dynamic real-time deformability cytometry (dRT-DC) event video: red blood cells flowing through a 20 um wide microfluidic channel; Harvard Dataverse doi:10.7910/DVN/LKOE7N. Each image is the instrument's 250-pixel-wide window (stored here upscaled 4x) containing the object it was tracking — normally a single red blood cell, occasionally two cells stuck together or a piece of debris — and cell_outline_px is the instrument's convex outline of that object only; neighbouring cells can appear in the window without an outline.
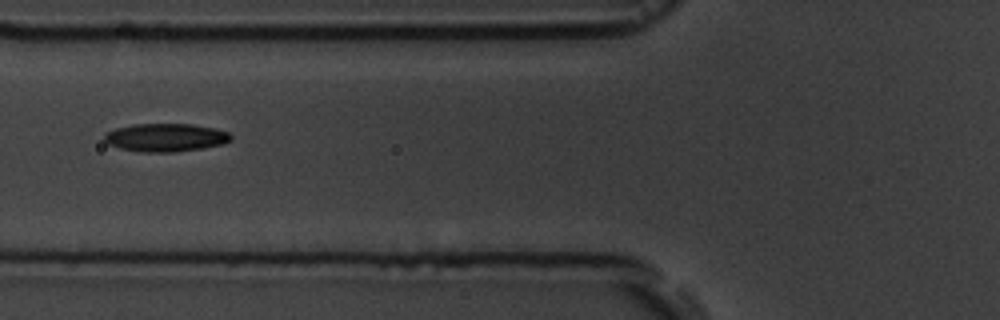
{"species": "common noctule bat (a hibernating species)", "species_latin": "Nyctalus noctula", "temperature_condition": "room temperature", "stored_images_in_passage": 10, "camera_frame_rate_fps": 3000, "um_per_image_px": 0.085, "animal": {"sex": "male", "body_mass_g": 19.5, "forearm_length_mm": 54.6}, "frame": {"image": 1, "passage_image": 7, "time_ms": 7.0, "image_size_px": [1000, 320], "cell_outline_px": [[232, 140], [224, 144], [200, 148], [172, 152], [140, 152], [120, 148], [108, 144], [104, 140], [104, 136], [108, 132], [116, 128], [132, 124], [192, 124], [216, 128], [228, 132], [232, 136]], "centroid_in_image_um": [14.1, 11.68], "position_along_channel_um": 111.7, "area_um2": 20.75}}
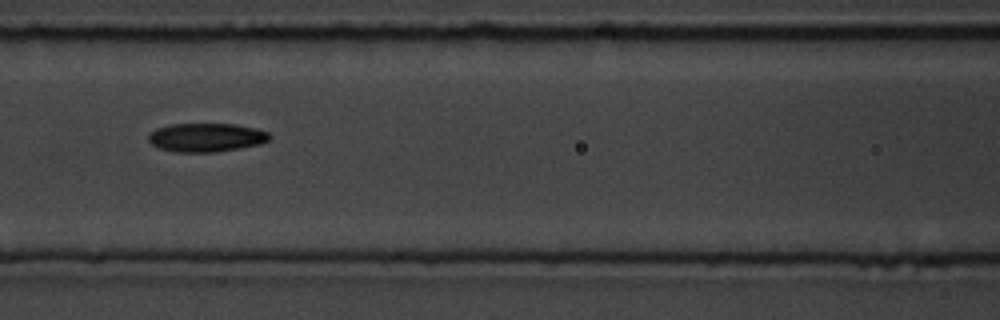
{"frame": {"image": 2, "passage_image": 8, "time_ms": 8.0, "image_size_px": [1000, 320], "cell_outline_px": [[272, 136], [268, 140], [260, 144], [240, 148], [216, 152], [176, 152], [160, 148], [152, 144], [148, 140], [148, 136], [156, 128], [172, 124], [236, 124], [256, 128], [268, 132]], "centroid_in_image_um": [17.56, 11.68], "position_along_channel_um": 149.0, "area_um2": 20.23}}
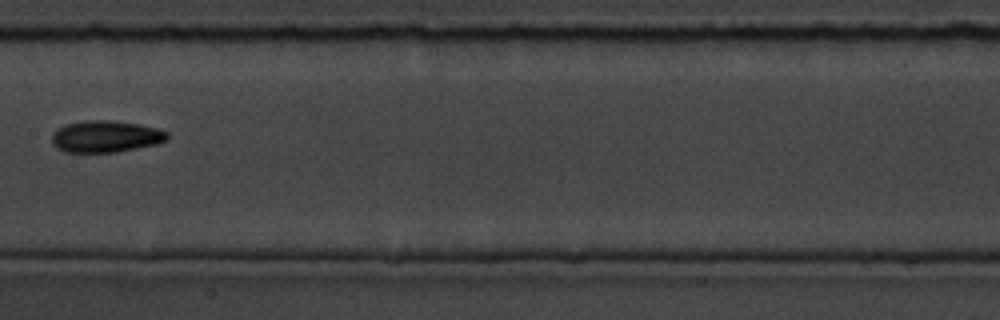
{"frame": {"image": 3, "passage_image": 9, "time_ms": 9.333, "image_size_px": [1000, 320], "cell_outline_px": [[168, 140], [156, 144], [116, 152], [64, 152], [56, 148], [52, 144], [52, 132], [68, 124], [84, 120], [112, 120], [140, 124], [156, 128], [168, 132]], "centroid_in_image_um": [8.98, 11.6], "position_along_channel_um": 198.4, "area_um2": 21.39}}